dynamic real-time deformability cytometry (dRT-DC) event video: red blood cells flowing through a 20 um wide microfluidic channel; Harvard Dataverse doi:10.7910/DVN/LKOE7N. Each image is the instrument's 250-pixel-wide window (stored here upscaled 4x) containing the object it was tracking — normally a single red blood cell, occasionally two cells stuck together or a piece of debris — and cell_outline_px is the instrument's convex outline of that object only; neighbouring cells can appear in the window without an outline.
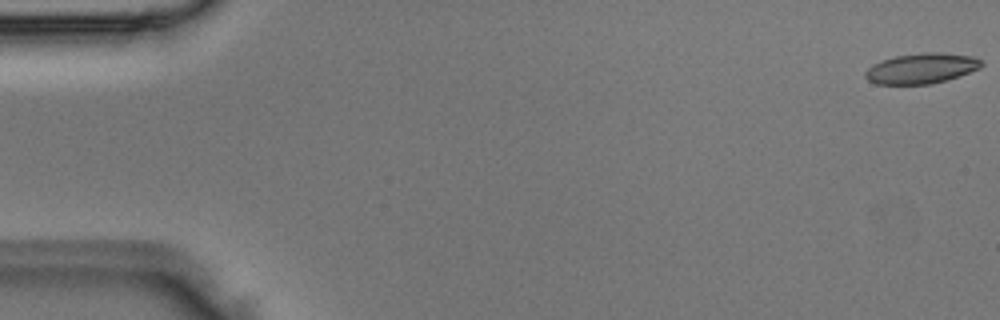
{"species": "Egyptian fruit bat (a non-hibernating species)", "species_latin": "Rousettus aegyptiacus", "temperature_condition": "room temperature", "stored_images_in_passage": 5, "camera_frame_rate_fps": 3000, "um_per_image_px": 0.085, "animal": {"sex": "male"}, "frame": {"image": 1, "passage_image": 1, "time_ms": 0.0, "image_size_px": [1000, 320], "cell_outline_px": [[984, 64], [980, 68], [932, 84], [876, 84], [868, 80], [864, 76], [864, 72], [872, 64], [880, 60], [896, 56], [920, 52], [940, 52], [976, 56]], "centroid_in_image_um": [78.3, 5.79], "position_along_channel_um": 6.7, "area_um2": 20.63}}